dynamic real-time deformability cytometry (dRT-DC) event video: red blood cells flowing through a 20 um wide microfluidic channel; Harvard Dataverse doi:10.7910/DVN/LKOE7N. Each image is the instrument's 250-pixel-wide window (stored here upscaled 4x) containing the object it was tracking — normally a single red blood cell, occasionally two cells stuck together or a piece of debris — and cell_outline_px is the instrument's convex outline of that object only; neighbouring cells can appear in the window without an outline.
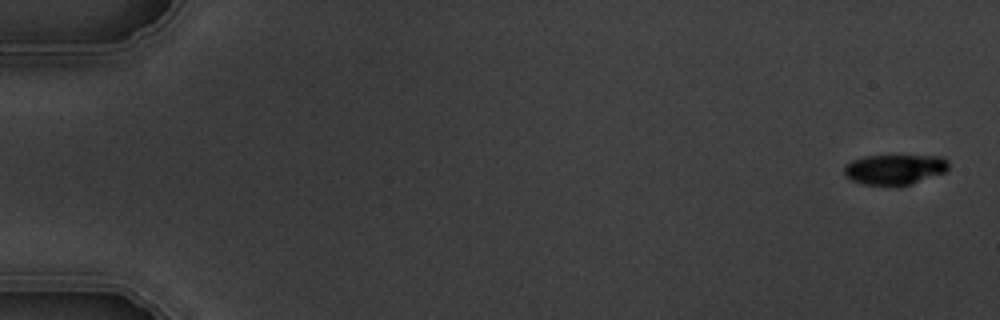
{"species": "common noctule bat (a hibernating species)", "species_latin": "Nyctalus noctula", "temperature_condition": "warm", "stored_images_in_passage": 7, "camera_frame_rate_fps": 3000, "um_per_image_px": 0.085, "animal": {"sex": "male", "body_mass_g": 19.5, "forearm_length_mm": 54.6}, "frame": {"image": 1, "passage_image": 1, "time_ms": 0.0, "image_size_px": [1000, 320], "cell_outline_px": [[948, 172], [900, 188], [892, 188], [864, 184], [852, 180], [844, 176], [844, 164], [852, 160], [864, 156], [944, 156], [948, 160]], "centroid_in_image_um": [76.06, 14.44], "position_along_channel_um": 8.9, "area_um2": 19.19}}
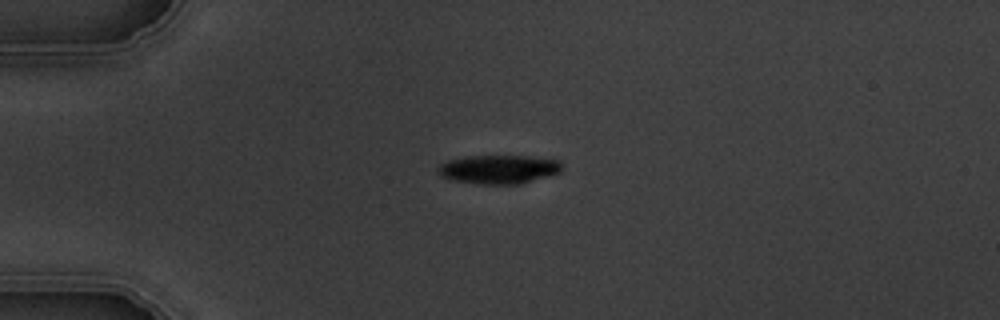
{"frame": {"image": 2, "passage_image": 5, "time_ms": 4.333, "image_size_px": [1000, 320], "cell_outline_px": [[564, 168], [560, 172], [548, 176], [520, 184], [480, 184], [452, 180], [440, 176], [436, 172], [436, 168], [440, 164], [448, 160], [464, 156], [532, 156], [560, 160], [564, 164]], "centroid_in_image_um": [42.4, 14.38], "position_along_channel_um": 42.6, "area_um2": 21.15}}